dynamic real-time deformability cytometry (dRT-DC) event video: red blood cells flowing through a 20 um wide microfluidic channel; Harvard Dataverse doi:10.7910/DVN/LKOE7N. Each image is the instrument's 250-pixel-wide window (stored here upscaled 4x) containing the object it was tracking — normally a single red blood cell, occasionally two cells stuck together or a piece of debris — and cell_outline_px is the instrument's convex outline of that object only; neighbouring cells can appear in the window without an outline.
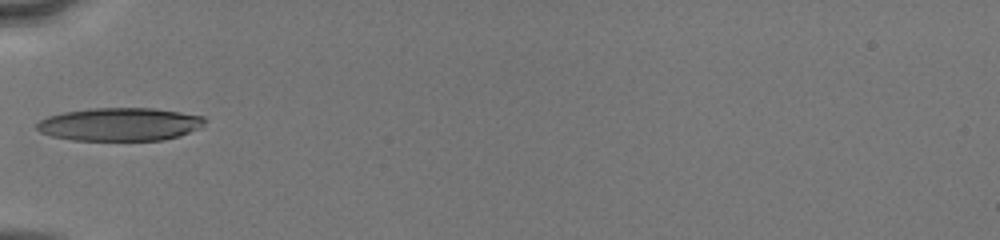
{"species": "human", "species_latin": "Homo sapiens", "temperature_condition": "cold", "stored_images_in_passage": 33, "camera_frame_rate_fps": 3000, "um_per_image_px": 0.085, "donor": {"sex": "male"}, "frame": {"image": 1, "passage_image": 1, "time_ms": 0.0, "image_size_px": [1000, 240], "cell_outline_px": [[208, 120], [200, 128], [180, 136], [164, 140], [72, 140], [52, 136], [40, 132], [36, 128], [36, 124], [40, 120], [48, 116], [64, 112], [88, 108], [152, 108], [180, 112], [204, 116]], "centroid_in_image_um": [10.21, 10.56], "position_along_channel_um": 74.8, "area_um2": 32.6}}
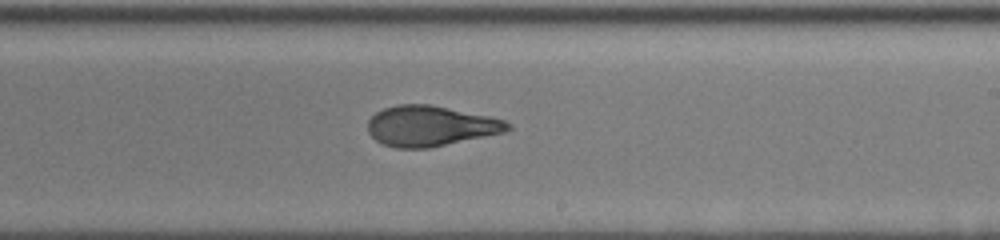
{"frame": {"image": 2, "passage_image": 14, "time_ms": 4.333, "image_size_px": [1000, 240], "cell_outline_px": [[512, 128], [504, 132], [428, 148], [396, 148], [384, 144], [376, 140], [368, 132], [368, 120], [376, 112], [384, 108], [396, 104], [428, 104], [488, 116], [504, 120], [512, 124]], "centroid_in_image_um": [36.56, 10.7], "position_along_channel_um": 252.4, "area_um2": 32.66}}
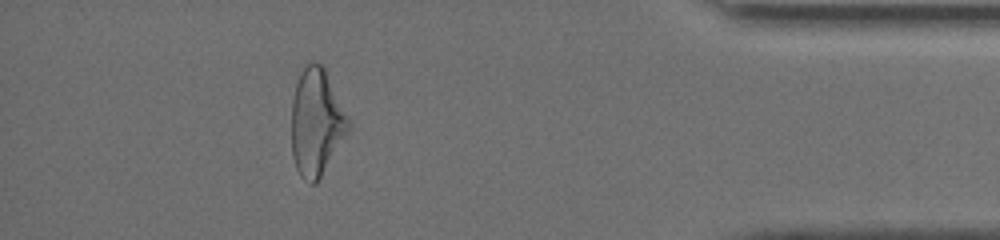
{"frame": {"image": 3, "passage_image": 28, "time_ms": 9.0, "image_size_px": [1000, 240], "cell_outline_px": [[352, 128], [316, 184], [308, 184], [300, 176], [296, 168], [292, 156], [292, 100], [296, 84], [300, 72], [308, 60], [312, 60], [320, 64], [324, 68], [352, 124]], "centroid_in_image_um": [26.9, 10.42], "position_along_channel_um": 408.3, "area_um2": 35.89}, "authors_computed_cell_mechanics": {"area_um2": 33.1772, "velocity_mm_per_s": 4.1234, "shape_relaxation_time_tau1_ms": 6.4458, "shape_relaxation_time_tau2_ms": 1.3083, "deformation_change_tau1": 0.1906, "deformation_change_tau2": 0.0875}}